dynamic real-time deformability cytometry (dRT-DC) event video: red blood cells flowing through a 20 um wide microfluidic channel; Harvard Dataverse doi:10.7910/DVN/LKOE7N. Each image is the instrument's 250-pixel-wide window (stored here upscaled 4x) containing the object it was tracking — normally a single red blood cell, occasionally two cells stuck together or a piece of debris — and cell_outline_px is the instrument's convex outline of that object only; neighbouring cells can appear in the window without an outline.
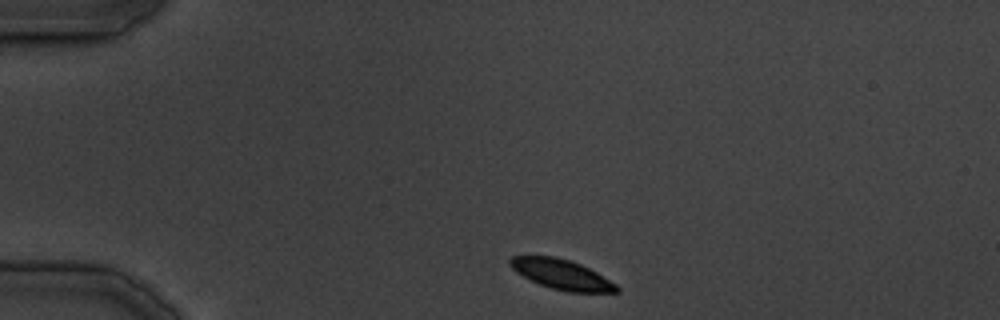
{"species": "common noctule bat (a hibernating species)", "species_latin": "Nyctalus noctula", "temperature_condition": "cold", "stored_images_in_passage": 31, "camera_frame_rate_fps": 3000, "um_per_image_px": 0.085, "animal": {"sex": "male", "body_mass_g": 19.5, "forearm_length_mm": 54.6}, "frame": {"image": 1, "passage_image": 1, "time_ms": 0.0, "image_size_px": [1000, 320], "cell_outline_px": [[620, 292], [568, 292], [552, 288], [540, 284], [516, 272], [508, 264], [508, 260], [512, 256], [556, 256], [580, 264], [596, 272], [616, 284], [620, 288]], "centroid_in_image_um": [47.73, 23.32], "position_along_channel_um": 37.3, "area_um2": 18.38}}
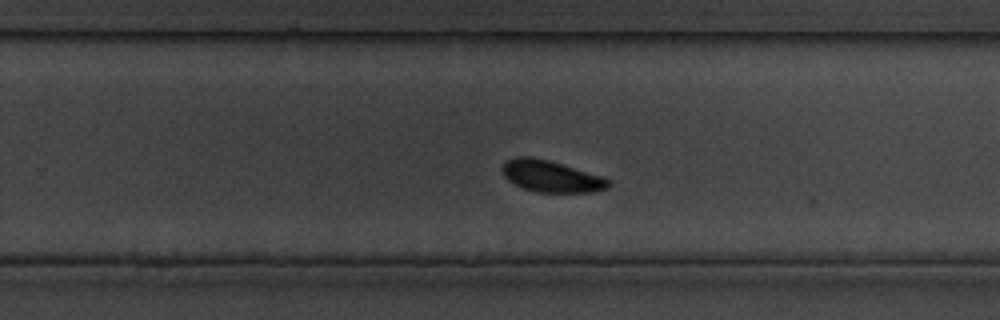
{"frame": {"image": 2, "passage_image": 19, "time_ms": 20.667, "image_size_px": [1000, 320], "cell_outline_px": [[612, 184], [608, 188], [592, 192], [536, 192], [524, 188], [508, 180], [504, 176], [500, 168], [508, 160], [516, 156], [532, 156], [548, 160], [604, 176], [612, 180]], "centroid_in_image_um": [46.89, 14.98], "position_along_channel_um": 282.9, "area_um2": 19.71}}
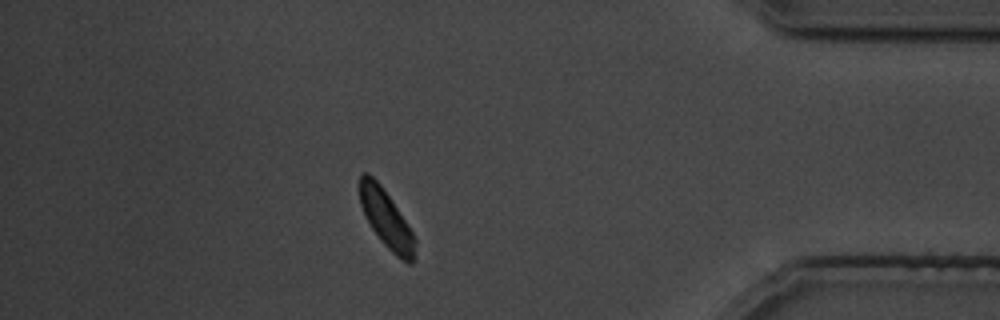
{"frame": {"image": 3, "passage_image": 27, "time_ms": 31.333, "image_size_px": [1000, 320], "cell_outline_px": [[416, 244], [412, 264], [408, 264], [396, 256], [380, 240], [372, 228], [360, 204], [360, 172], [368, 172], [380, 184], [412, 232], [416, 240]], "centroid_in_image_um": [32.83, 18.62], "position_along_channel_um": 402.4, "area_um2": 18.15}}